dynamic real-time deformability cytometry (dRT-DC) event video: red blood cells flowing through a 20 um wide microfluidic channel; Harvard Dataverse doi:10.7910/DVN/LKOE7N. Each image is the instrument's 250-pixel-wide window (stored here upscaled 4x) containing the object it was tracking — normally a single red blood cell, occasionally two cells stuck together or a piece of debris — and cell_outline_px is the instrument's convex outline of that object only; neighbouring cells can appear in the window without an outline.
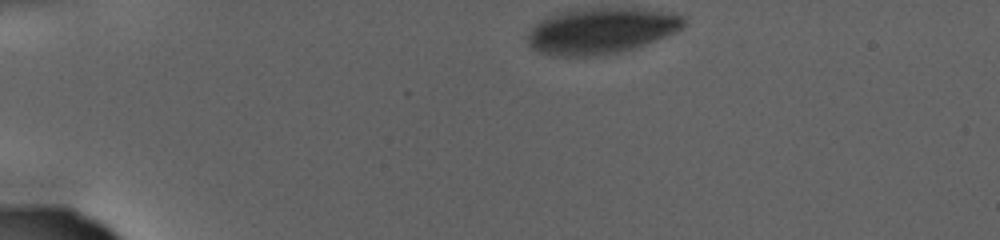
{"species": "human", "species_latin": "Homo sapiens", "temperature_condition": "warm", "stored_images_in_passage": 59, "camera_frame_rate_fps": 3000, "um_per_image_px": 0.085, "donor": {"sex": "female"}, "frame": {"image": 1, "passage_image": 1, "time_ms": 0.0, "image_size_px": [1000, 240], "cell_outline_px": [[684, 24], [680, 28], [672, 32], [652, 40], [628, 48], [600, 52], [544, 52], [536, 48], [532, 44], [532, 32], [544, 20], [556, 16], [576, 12], [652, 12], [680, 16], [684, 20]], "centroid_in_image_um": [51.17, 2.63], "position_along_channel_um": 33.8, "area_um2": 34.91}}
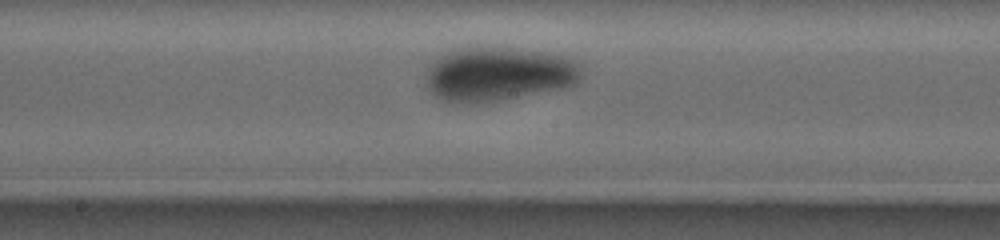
{"frame": {"image": 2, "passage_image": 34, "time_ms": 11.0, "image_size_px": [1000, 240], "cell_outline_px": [[576, 80], [568, 84], [508, 96], [484, 100], [448, 100], [432, 92], [428, 80], [432, 68], [436, 60], [444, 56], [468, 48], [488, 48], [532, 52], [556, 56], [568, 60], [572, 64], [576, 72]], "centroid_in_image_um": [42.24, 6.27], "position_along_channel_um": 206.0, "area_um2": 43.0}}
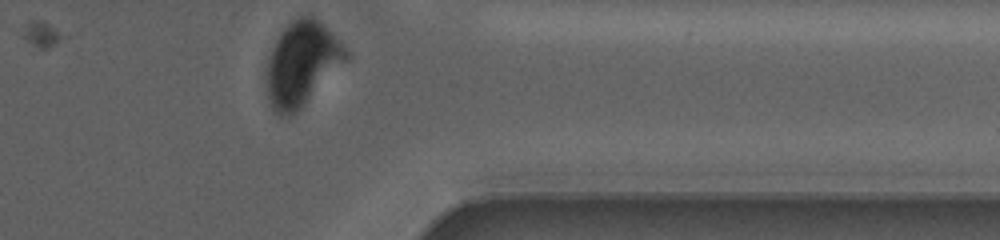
{"frame": {"image": 3, "passage_image": 59, "time_ms": 19.333, "image_size_px": [1000, 240], "cell_outline_px": [[348, 60], [292, 116], [280, 116], [272, 108], [268, 96], [268, 60], [272, 48], [280, 32], [292, 20], [300, 16], [312, 16], [348, 52]], "centroid_in_image_um": [25.64, 5.44], "position_along_channel_um": 385.8, "area_um2": 37.69}}